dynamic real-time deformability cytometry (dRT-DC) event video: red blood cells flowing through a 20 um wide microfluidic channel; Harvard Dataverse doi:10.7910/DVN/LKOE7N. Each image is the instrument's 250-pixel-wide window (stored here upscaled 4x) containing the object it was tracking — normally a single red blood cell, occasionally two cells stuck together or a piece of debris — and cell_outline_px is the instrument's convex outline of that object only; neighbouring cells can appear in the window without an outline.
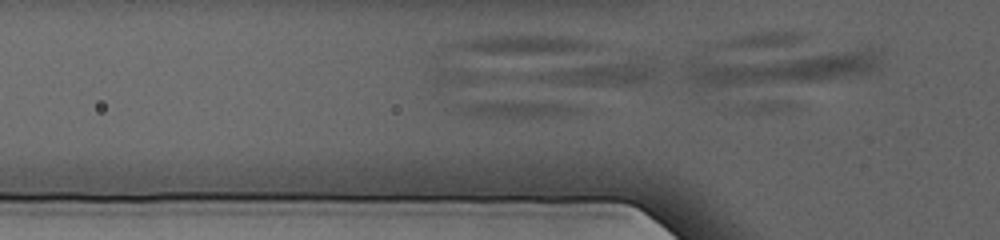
{"species": "human", "species_latin": "Homo sapiens", "temperature_condition": "cold", "stored_images_in_passage": 9, "camera_frame_rate_fps": 3000, "um_per_image_px": 0.085, "donor": {"sex": "female"}, "frame": {"image": 1, "passage_image": 9, "time_ms": 2.667, "image_size_px": [1000, 240], "cell_outline_px": [[664, 72], [652, 80], [640, 84], [568, 84], [536, 80], [448, 44], [460, 40], [480, 36], [564, 36], [588, 40], [656, 56]], "centroid_in_image_um": [48.01, 5.04], "position_along_channel_um": 77.8, "area_um2": 50.92}}